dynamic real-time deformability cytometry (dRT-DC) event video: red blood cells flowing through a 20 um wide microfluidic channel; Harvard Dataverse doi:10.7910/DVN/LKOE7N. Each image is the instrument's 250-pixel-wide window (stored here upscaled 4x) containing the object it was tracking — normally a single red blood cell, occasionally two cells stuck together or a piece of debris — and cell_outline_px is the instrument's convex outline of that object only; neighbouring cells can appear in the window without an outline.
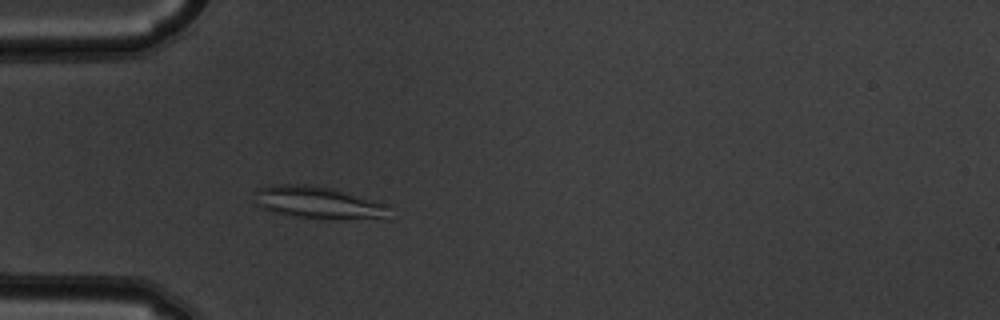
{"species": "common noctule bat (a hibernating species)", "species_latin": "Nyctalus noctula", "temperature_condition": "warm", "stored_images_in_passage": 3, "camera_frame_rate_fps": 3000, "um_per_image_px": 0.085, "animal": {"sex": "male", "body_mass_g": 19.5, "forearm_length_mm": 54.6}, "frame": {"image": 1, "passage_image": 3, "time_ms": 0.667, "image_size_px": [1000, 320], "cell_outline_px": [[388, 220], [328, 220], [296, 216], [272, 212], [256, 204], [256, 188], [276, 184], [304, 184], [332, 188], [376, 200], [388, 204]], "centroid_in_image_um": [27.16, 17.25], "position_along_channel_um": 57.8, "area_um2": 26.01}}